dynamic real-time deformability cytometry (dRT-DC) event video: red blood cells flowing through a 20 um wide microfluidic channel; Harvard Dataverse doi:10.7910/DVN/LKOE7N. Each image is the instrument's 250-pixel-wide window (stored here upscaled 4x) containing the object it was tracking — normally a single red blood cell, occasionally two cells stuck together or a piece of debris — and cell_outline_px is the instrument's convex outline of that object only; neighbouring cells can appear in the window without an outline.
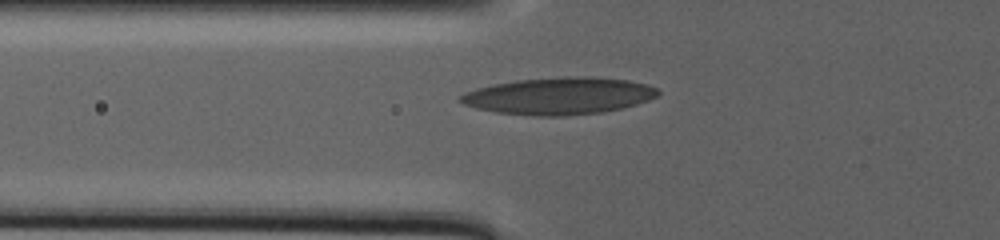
{"species": "human", "species_latin": "Homo sapiens", "temperature_condition": "warm", "stored_images_in_passage": 74, "camera_frame_rate_fps": 3000, "um_per_image_px": 0.085, "donor": {"sex": "male"}, "frame": {"image": 1, "passage_image": 10, "time_ms": 3.0, "image_size_px": [1000, 240], "cell_outline_px": [[660, 92], [656, 96], [648, 100], [636, 104], [620, 108], [600, 112], [564, 116], [536, 116], [496, 112], [476, 108], [464, 104], [456, 100], [464, 92], [476, 88], [492, 84], [516, 80], [564, 76], [588, 76], [628, 80], [648, 84], [656, 88]], "centroid_in_image_um": [47.48, 8.14], "position_along_channel_um": 78.3, "area_um2": 42.71}}
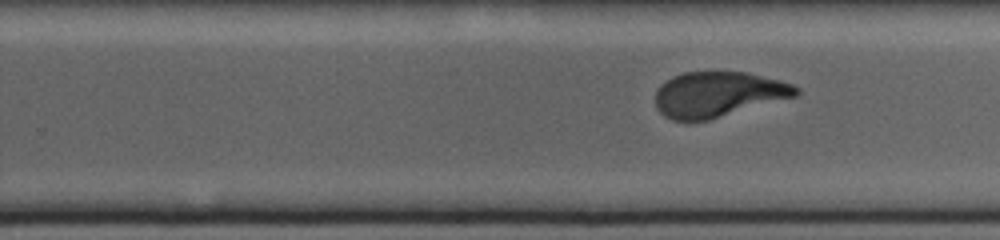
{"frame": {"image": 2, "passage_image": 43, "time_ms": 14.0, "image_size_px": [1000, 240], "cell_outline_px": [[800, 92], [796, 96], [708, 120], [672, 120], [664, 116], [656, 108], [656, 88], [660, 84], [672, 76], [684, 72], [744, 72], [780, 80], [792, 84], [800, 88]], "centroid_in_image_um": [61.02, 8.01], "position_along_channel_um": 268.8, "area_um2": 36.99}}
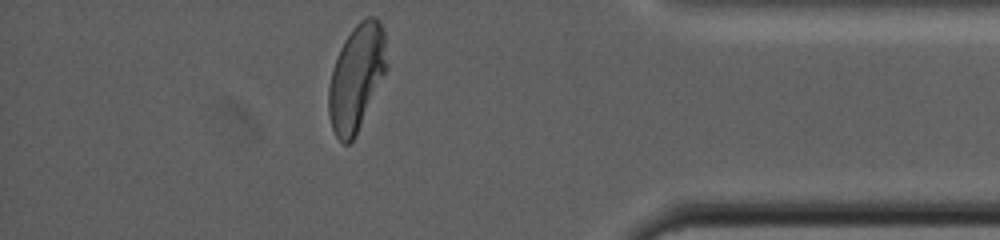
{"frame": {"image": 3, "passage_image": 70, "time_ms": 23.0, "image_size_px": [1000, 240], "cell_outline_px": [[388, 68], [356, 136], [348, 144], [344, 144], [336, 136], [332, 128], [328, 112], [328, 88], [332, 68], [340, 48], [344, 40], [352, 28], [360, 20], [368, 16], [376, 16], [380, 20], [384, 32], [388, 64]], "centroid_in_image_um": [30.31, 6.57], "position_along_channel_um": 404.9, "area_um2": 36.36}}